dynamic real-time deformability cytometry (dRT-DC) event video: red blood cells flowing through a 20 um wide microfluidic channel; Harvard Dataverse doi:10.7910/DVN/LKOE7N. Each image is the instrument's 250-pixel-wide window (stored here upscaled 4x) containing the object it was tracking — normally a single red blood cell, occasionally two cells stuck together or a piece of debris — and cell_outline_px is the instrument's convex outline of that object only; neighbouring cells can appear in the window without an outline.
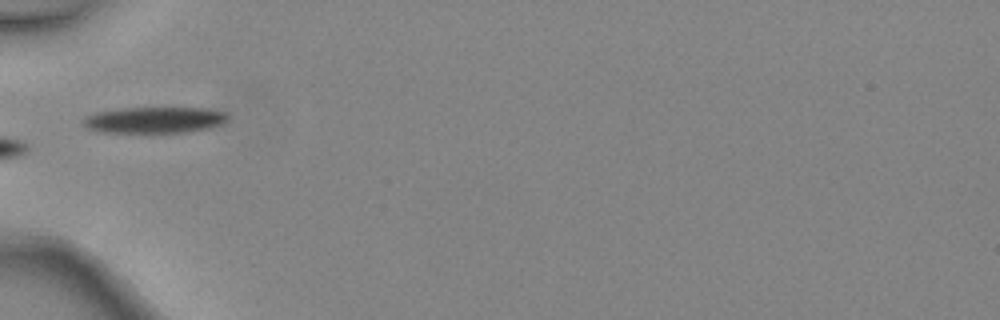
{"species": "common noctule bat (a hibernating species)", "species_latin": "Nyctalus noctula", "temperature_condition": "warm", "stored_images_in_passage": 6, "camera_frame_rate_fps": 3000, "um_per_image_px": 0.085, "animal": {"sex": "female", "body_mass_g": 24.6, "forearm_length_mm": 56.2}, "frame": {"image": 1, "passage_image": 5, "time_ms": 1.333, "image_size_px": [1000, 320], "cell_outline_px": [[228, 120], [212, 128], [188, 132], [100, 132], [88, 128], [80, 120], [84, 116], [96, 112], [120, 108], [208, 108], [224, 112], [228, 116]], "centroid_in_image_um": [13.12, 10.19], "position_along_channel_um": 71.9, "area_um2": 22.2}}
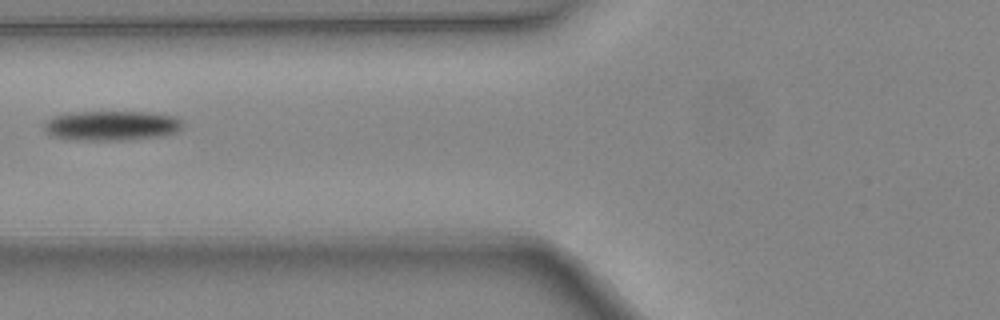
{"frame": {"image": 2, "passage_image": 6, "time_ms": 1.667, "image_size_px": [1000, 320], "cell_outline_px": [[180, 128], [176, 132], [160, 136], [124, 140], [84, 140], [52, 136], [44, 128], [44, 124], [52, 116], [76, 112], [148, 112], [172, 116], [180, 120]], "centroid_in_image_um": [9.46, 10.67], "position_along_channel_um": 116.3, "area_um2": 23.58}}